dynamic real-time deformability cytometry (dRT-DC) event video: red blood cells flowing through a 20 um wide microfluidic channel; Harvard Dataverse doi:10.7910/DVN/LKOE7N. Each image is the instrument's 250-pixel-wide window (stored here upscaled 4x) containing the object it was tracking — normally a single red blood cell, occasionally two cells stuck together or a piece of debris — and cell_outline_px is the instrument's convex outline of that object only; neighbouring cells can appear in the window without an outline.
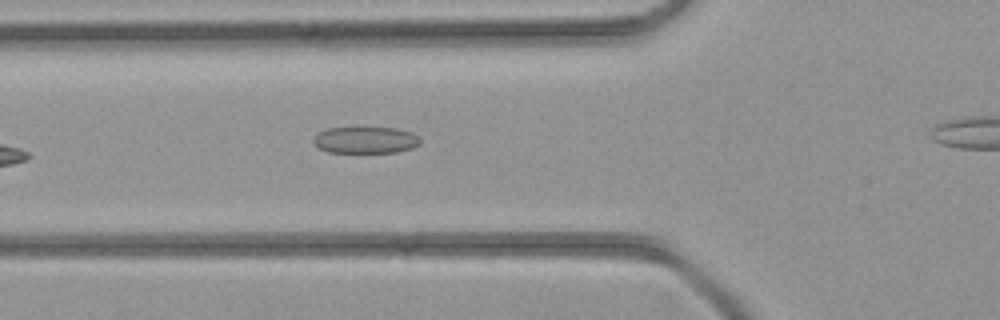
{"species": "common noctule bat (a hibernating species)", "species_latin": "Nyctalus noctula", "temperature_condition": "room temperature", "stored_images_in_passage": 26, "camera_frame_rate_fps": 3000, "um_per_image_px": 0.085, "animal": {"sex": "female", "body_mass_g": 21.9}, "frame": {"image": 1, "passage_image": 3, "time_ms": 0.667, "image_size_px": [1000, 320], "cell_outline_px": [[420, 144], [412, 148], [396, 152], [328, 152], [312, 144], [312, 140], [320, 132], [328, 128], [356, 124], [396, 128], [412, 132], [420, 140]], "centroid_in_image_um": [31.04, 11.84], "position_along_channel_um": 94.8, "area_um2": 17.4}}
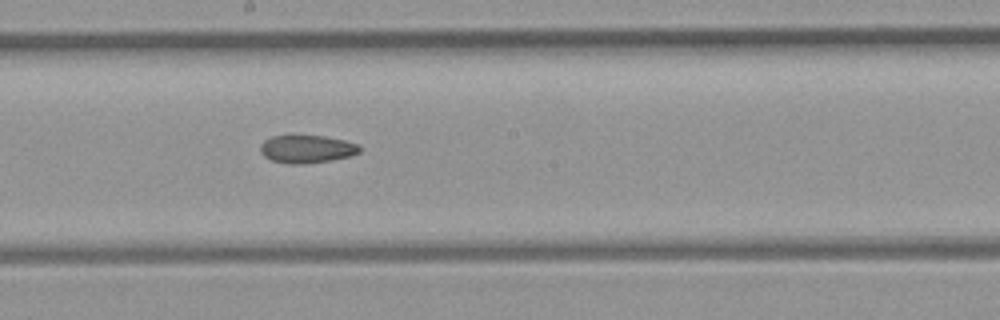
{"frame": {"image": 2, "passage_image": 11, "time_ms": 3.333, "image_size_px": [1000, 320], "cell_outline_px": [[360, 152], [348, 156], [332, 160], [300, 164], [288, 164], [272, 160], [264, 156], [260, 152], [260, 144], [264, 140], [272, 136], [324, 136], [344, 140], [356, 144], [360, 148]], "centroid_in_image_um": [26.04, 12.67], "position_along_channel_um": 222.2, "area_um2": 15.95}}
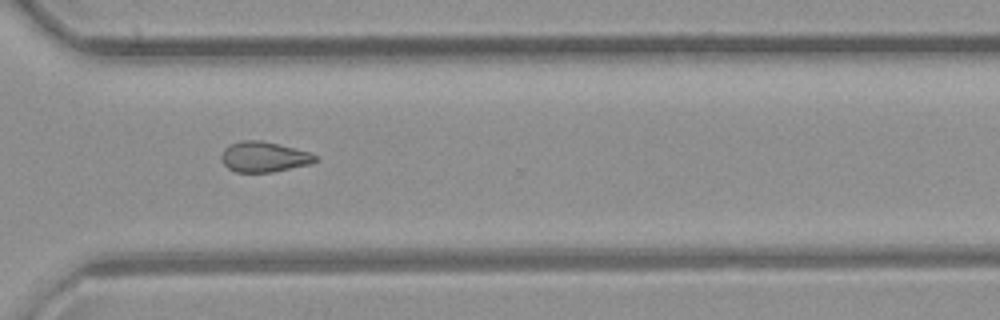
{"frame": {"image": 3, "passage_image": 19, "time_ms": 6.0, "image_size_px": [1000, 320], "cell_outline_px": [[316, 160], [308, 164], [272, 172], [236, 172], [228, 168], [220, 160], [220, 156], [224, 148], [228, 144], [240, 140], [260, 140], [280, 144], [308, 152], [316, 156]], "centroid_in_image_um": [22.35, 13.32], "position_along_channel_um": 348.2, "area_um2": 16.59}}